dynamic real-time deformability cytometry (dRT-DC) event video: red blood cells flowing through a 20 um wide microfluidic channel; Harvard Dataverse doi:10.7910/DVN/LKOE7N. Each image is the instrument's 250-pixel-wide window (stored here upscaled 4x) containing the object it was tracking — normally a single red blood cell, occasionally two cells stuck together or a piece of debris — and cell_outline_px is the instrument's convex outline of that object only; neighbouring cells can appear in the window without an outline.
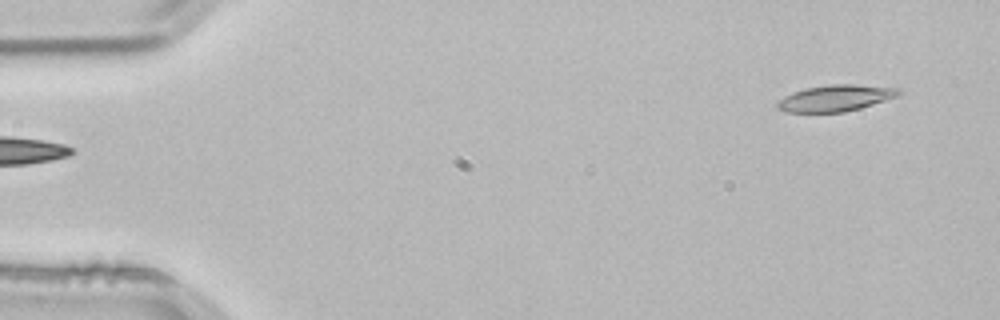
{"species": "common noctule bat (a hibernating species)", "species_latin": "Nyctalus noctula", "temperature_condition": "room temperature", "stored_images_in_passage": 50, "camera_frame_rate_fps": 3000, "um_per_image_px": 0.085, "animal": {"sex": "male", "body_mass_g": 21.5, "forearm_length_mm": 52.0}, "frame": {"image": 1, "passage_image": 1, "time_ms": 0.0, "image_size_px": [1000, 320], "cell_outline_px": [[904, 92], [896, 96], [860, 108], [844, 112], [784, 112], [776, 108], [776, 100], [792, 92], [804, 88], [832, 84], [852, 84], [900, 88]], "centroid_in_image_um": [70.96, 8.33], "position_along_channel_um": 14.0, "area_um2": 18.73}}
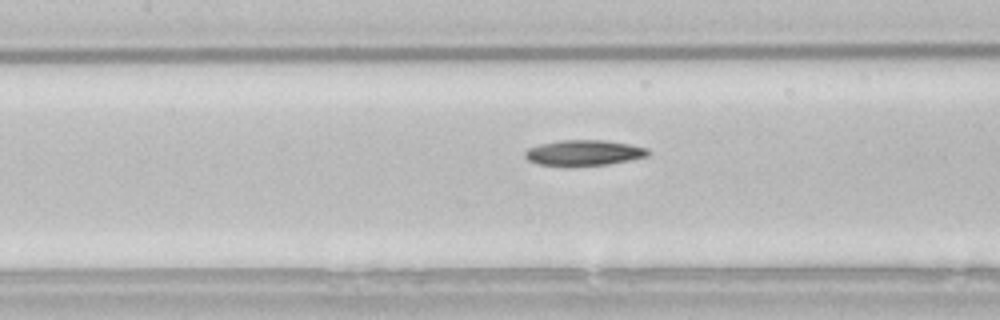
{"frame": {"image": 2, "passage_image": 21, "time_ms": 6.667, "image_size_px": [1000, 320], "cell_outline_px": [[652, 152], [648, 156], [608, 164], [540, 164], [528, 160], [524, 156], [524, 152], [528, 148], [540, 144], [560, 140], [604, 140], [632, 144], [648, 148]], "centroid_in_image_um": [49.69, 12.95], "position_along_channel_um": 157.7, "area_um2": 17.92}}
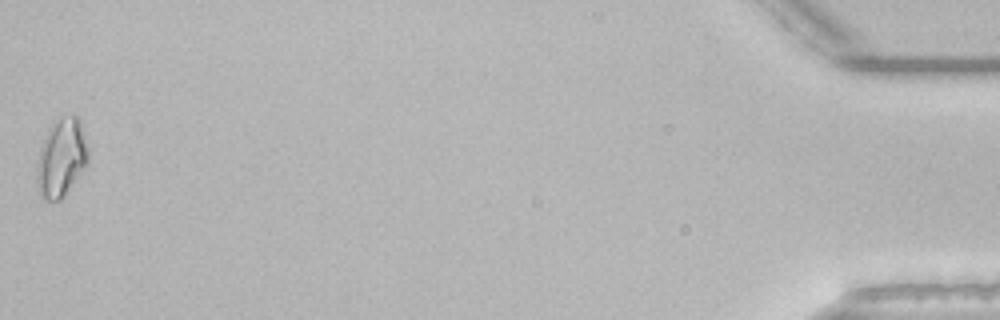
{"frame": {"image": 3, "passage_image": 50, "time_ms": 16.333, "image_size_px": [1000, 320], "cell_outline_px": [[88, 160], [64, 196], [60, 200], [44, 200], [40, 196], [36, 180], [36, 164], [40, 148], [44, 136], [48, 128], [52, 124], [64, 116], [76, 116], [80, 120], [88, 148]], "centroid_in_image_um": [5.18, 13.41], "position_along_channel_um": 430.0, "area_um2": 23.18}, "authors_computed_cell_mechanics": {"area_um2": 18.2648, "velocity_mm_per_s": 3.8457, "shape_relaxation_time_tau1_ms": 10.5789, "shape_relaxation_time_tau2_ms": null, "deformation_change_tau1": 0.2233, "deformation_change_tau2": null}}